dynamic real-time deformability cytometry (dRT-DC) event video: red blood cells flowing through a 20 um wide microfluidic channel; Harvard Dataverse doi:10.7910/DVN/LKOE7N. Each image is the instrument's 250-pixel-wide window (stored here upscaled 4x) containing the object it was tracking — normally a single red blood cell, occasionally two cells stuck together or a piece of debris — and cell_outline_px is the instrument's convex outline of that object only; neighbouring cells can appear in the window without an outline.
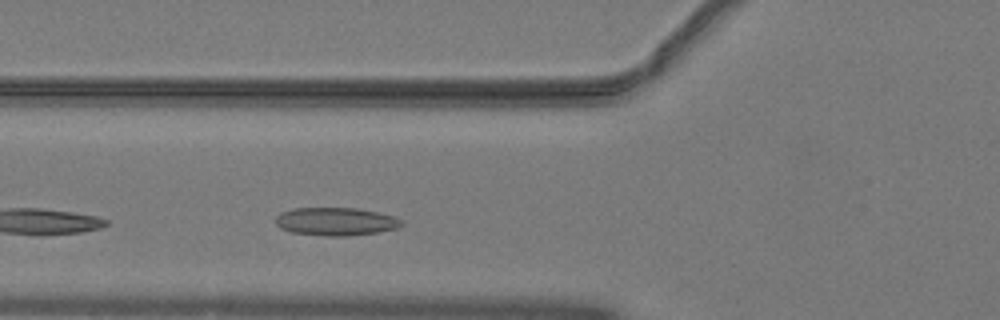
{"species": "common noctule bat (a hibernating species)", "species_latin": "Nyctalus noctula", "temperature_condition": "warm", "stored_images_in_passage": 13, "camera_frame_rate_fps": 3000, "um_per_image_px": 0.085, "animal": {"sex": "male", "body_mass_g": 19.2, "forearm_length_mm": 51.8}, "frame": {"image": 1, "passage_image": 8, "time_ms": 2.333, "image_size_px": [1000, 320], "cell_outline_px": [[404, 224], [400, 228], [380, 232], [348, 236], [324, 236], [292, 232], [280, 228], [276, 224], [276, 216], [280, 212], [292, 208], [356, 208], [376, 212], [392, 216], [404, 220]], "centroid_in_image_um": [28.57, 18.83], "position_along_channel_um": 97.2, "area_um2": 20.81}}
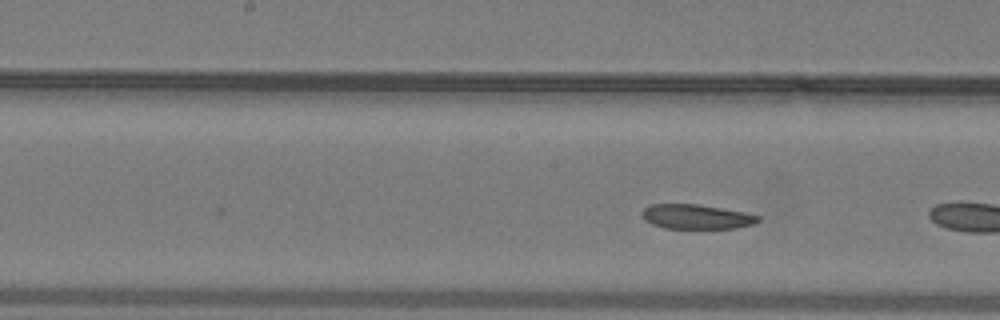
{"frame": {"image": 2, "passage_image": 13, "time_ms": 4.0, "image_size_px": [1000, 320], "cell_outline_px": [[760, 220], [756, 224], [736, 228], [664, 228], [652, 224], [644, 220], [640, 212], [648, 204], [696, 204], [744, 212], [760, 216]], "centroid_in_image_um": [59.17, 18.42], "position_along_channel_um": 189.0, "area_um2": 16.7}}